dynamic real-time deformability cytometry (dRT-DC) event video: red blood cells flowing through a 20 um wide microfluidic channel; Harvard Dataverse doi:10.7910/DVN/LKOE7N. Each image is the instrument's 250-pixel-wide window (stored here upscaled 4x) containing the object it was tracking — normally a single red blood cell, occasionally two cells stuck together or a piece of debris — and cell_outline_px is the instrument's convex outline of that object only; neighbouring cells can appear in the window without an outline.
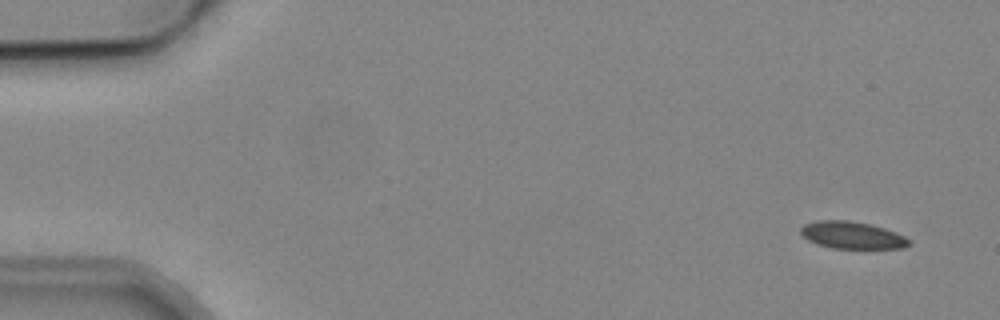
{"species": "common noctule bat (a hibernating species)", "species_latin": "Nyctalus noctula", "temperature_condition": "cold", "stored_images_in_passage": 4, "camera_frame_rate_fps": 3000, "um_per_image_px": 0.085, "animal": {"sex": "male", "body_mass_g": 19.2, "forearm_length_mm": 51.8}, "frame": {"image": 1, "passage_image": 1, "time_ms": 0.0, "image_size_px": [1000, 320], "cell_outline_px": [[912, 244], [904, 248], [832, 248], [816, 244], [808, 240], [800, 232], [800, 228], [804, 224], [816, 220], [848, 220], [872, 224], [896, 232], [904, 236]], "centroid_in_image_um": [72.42, 19.98], "position_along_channel_um": 12.6, "area_um2": 17.22}}
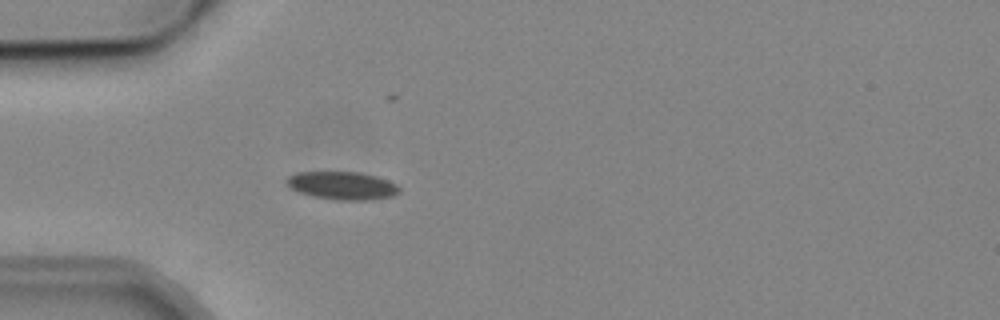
{"frame": {"image": 2, "passage_image": 4, "time_ms": 4.333, "image_size_px": [1000, 320], "cell_outline_px": [[400, 192], [392, 196], [368, 200], [336, 200], [316, 196], [300, 192], [288, 188], [284, 180], [288, 176], [296, 172], [360, 172], [376, 176], [388, 180], [396, 184], [400, 188]], "centroid_in_image_um": [29.07, 15.76], "position_along_channel_um": 55.9, "area_um2": 18.44}}